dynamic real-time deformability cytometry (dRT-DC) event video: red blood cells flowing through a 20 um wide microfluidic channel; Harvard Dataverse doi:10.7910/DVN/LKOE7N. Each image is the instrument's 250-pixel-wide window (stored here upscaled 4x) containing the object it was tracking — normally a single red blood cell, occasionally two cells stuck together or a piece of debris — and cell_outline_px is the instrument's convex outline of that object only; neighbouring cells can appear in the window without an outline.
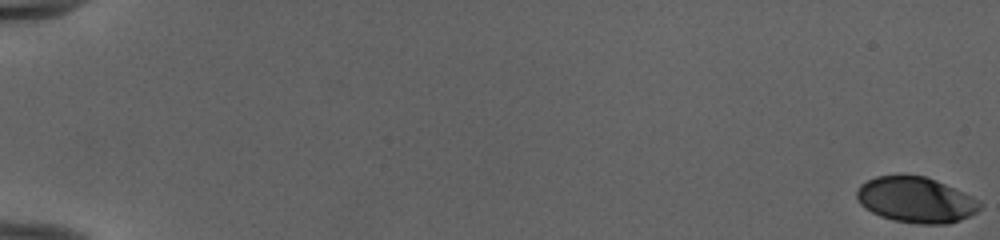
{"species": "human", "species_latin": "Homo sapiens", "temperature_condition": "cold", "stored_images_in_passage": 54, "camera_frame_rate_fps": 3000, "um_per_image_px": 0.085, "donor": {"sex": "female"}, "frame": {"image": 1, "passage_image": 1, "time_ms": 0.0, "image_size_px": [1000, 240], "cell_outline_px": [[980, 208], [976, 212], [960, 220], [948, 224], [920, 224], [892, 220], [880, 216], [864, 208], [860, 204], [856, 196], [856, 192], [860, 184], [876, 176], [924, 176], [936, 180], [964, 192], [972, 196], [980, 204]], "centroid_in_image_um": [77.82, 17.0], "position_along_channel_um": 7.2, "area_um2": 32.54}}
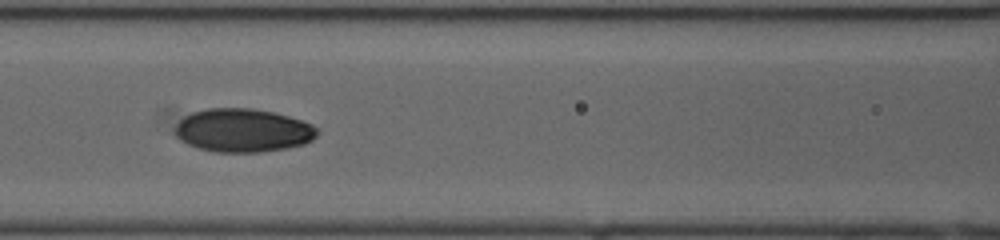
{"frame": {"image": 2, "passage_image": 27, "time_ms": 8.667, "image_size_px": [1000, 240], "cell_outline_px": [[320, 132], [312, 140], [304, 144], [288, 148], [260, 152], [216, 152], [200, 148], [188, 144], [180, 140], [176, 136], [176, 124], [184, 116], [192, 112], [208, 108], [252, 108], [272, 112], [288, 116], [312, 124]], "centroid_in_image_um": [20.66, 11.08], "position_along_channel_um": 145.9, "area_um2": 35.95}}
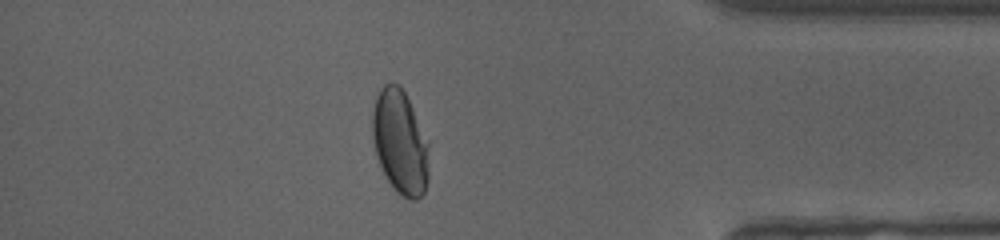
{"frame": {"image": 3, "passage_image": 48, "time_ms": 15.667, "image_size_px": [1000, 240], "cell_outline_px": [[428, 180], [424, 192], [416, 200], [412, 200], [396, 192], [388, 180], [376, 156], [372, 136], [372, 112], [376, 96], [380, 88], [384, 84], [400, 84], [412, 108], [428, 144]], "centroid_in_image_um": [33.98, 12.09], "position_along_channel_um": 401.2, "area_um2": 33.93}, "authors_computed_cell_mechanics": {"area_um2": 34.3332, "velocity_mm_per_s": 3.9911, "shape_relaxation_time_tau1_ms": 5.431, "shape_relaxation_time_tau2_ms": 1.026, "deformation_change_tau1": 0.1788, "deformation_change_tau2": 0.0369}}